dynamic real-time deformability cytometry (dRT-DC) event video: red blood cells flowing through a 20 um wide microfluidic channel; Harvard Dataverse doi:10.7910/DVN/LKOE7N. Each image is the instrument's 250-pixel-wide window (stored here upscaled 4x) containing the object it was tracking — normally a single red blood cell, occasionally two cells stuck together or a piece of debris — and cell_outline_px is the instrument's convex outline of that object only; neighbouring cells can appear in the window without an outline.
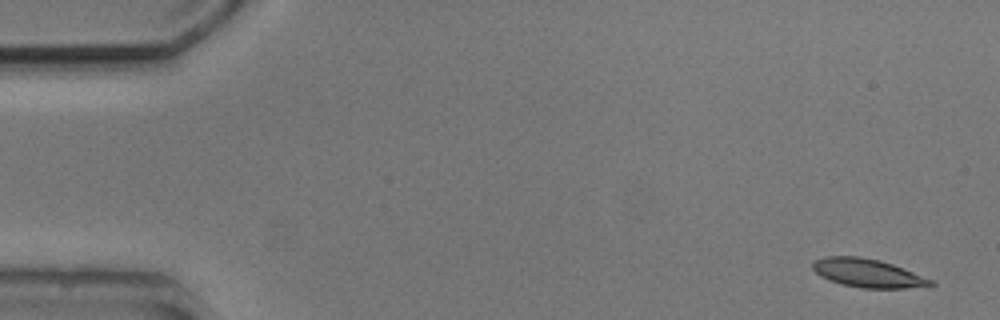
{"species": "common noctule bat (a hibernating species)", "species_latin": "Nyctalus noctula", "temperature_condition": "cold", "stored_images_in_passage": 5, "camera_frame_rate_fps": 3000, "um_per_image_px": 0.085, "animal": {"sex": "male", "body_mass_g": 20.5, "forearm_length_mm": 52.5}, "frame": {"image": 1, "passage_image": 1, "time_ms": 0.0, "image_size_px": [1000, 320], "cell_outline_px": [[936, 284], [904, 288], [864, 288], [844, 284], [820, 276], [812, 268], [812, 264], [816, 260], [824, 256], [860, 256], [880, 260], [892, 264], [932, 280]], "centroid_in_image_um": [73.72, 23.19], "position_along_channel_um": 11.3, "area_um2": 19.13}}
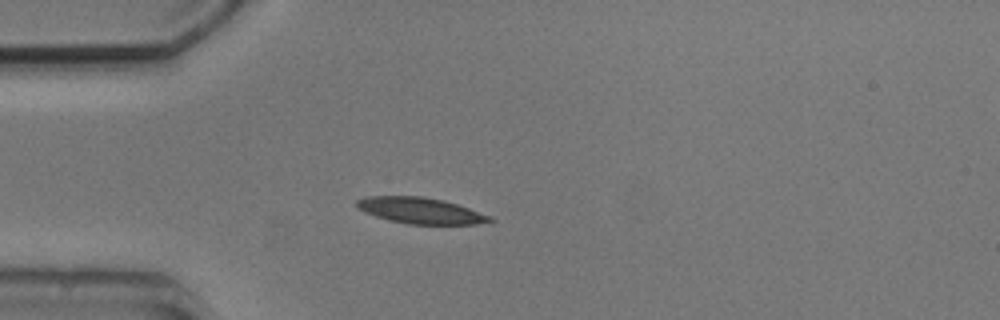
{"frame": {"image": 2, "passage_image": 4, "time_ms": 4.0, "image_size_px": [1000, 320], "cell_outline_px": [[496, 220], [476, 224], [408, 224], [376, 216], [356, 208], [356, 200], [364, 196], [424, 196], [444, 200], [492, 216]], "centroid_in_image_um": [35.74, 17.89], "position_along_channel_um": 49.3, "area_um2": 20.17}}